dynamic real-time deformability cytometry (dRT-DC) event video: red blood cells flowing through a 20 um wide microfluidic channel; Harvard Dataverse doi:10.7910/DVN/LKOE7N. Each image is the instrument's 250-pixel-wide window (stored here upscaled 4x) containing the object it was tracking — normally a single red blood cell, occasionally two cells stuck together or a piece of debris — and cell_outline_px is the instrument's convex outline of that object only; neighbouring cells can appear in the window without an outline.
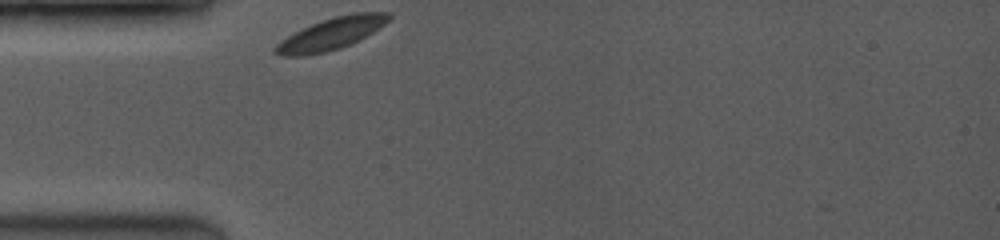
{"species": "common noctule bat (a hibernating species)", "species_latin": "Nyctalus noctula", "temperature_condition": "room temperature", "stored_images_in_passage": 34, "camera_frame_rate_fps": 3500, "um_per_image_px": 0.085, "animal": {"sex": "female", "body_mass_g": 19.0, "forearm_length_mm": 53.3}, "frame": {"image": 1, "passage_image": 1, "time_ms": 0.0, "image_size_px": [1000, 240], "cell_outline_px": [[392, 16], [384, 24], [372, 32], [340, 48], [328, 52], [304, 56], [280, 56], [272, 52], [272, 48], [280, 40], [312, 24], [336, 16], [356, 12], [392, 12]], "centroid_in_image_um": [28.11, 2.88], "position_along_channel_um": 56.9, "area_um2": 20.81}}
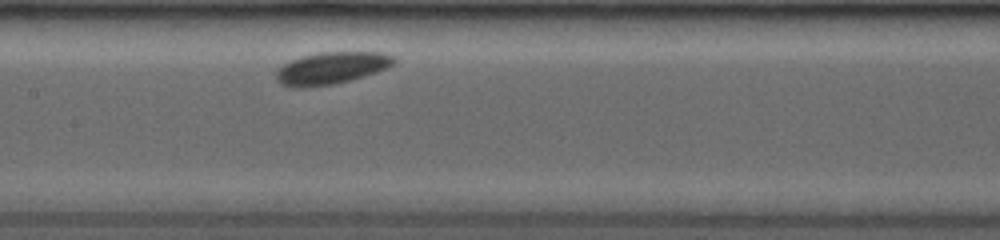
{"frame": {"image": 2, "passage_image": 13, "time_ms": 3.429, "image_size_px": [1000, 240], "cell_outline_px": [[396, 60], [388, 68], [352, 80], [336, 84], [296, 88], [280, 84], [276, 80], [276, 72], [284, 64], [292, 60], [304, 56], [320, 52], [380, 52], [392, 56]], "centroid_in_image_um": [28.17, 5.8], "position_along_channel_um": 179.2, "area_um2": 21.91}}
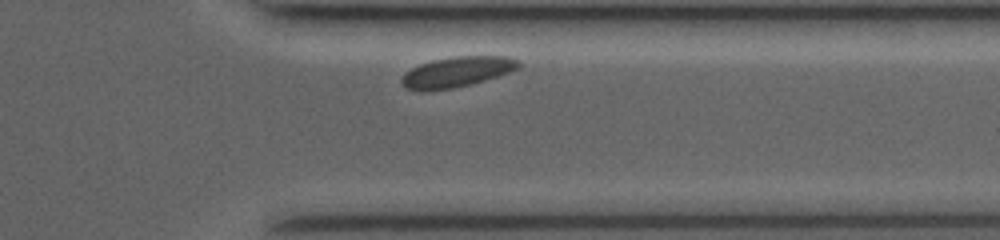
{"frame": {"image": 3, "passage_image": 31, "time_ms": 8.571, "image_size_px": [1000, 240], "cell_outline_px": [[520, 68], [484, 80], [452, 88], [424, 92], [420, 92], [404, 88], [400, 84], [400, 80], [404, 72], [420, 64], [432, 60], [456, 56], [508, 56], [520, 60]], "centroid_in_image_um": [38.77, 6.12], "position_along_channel_um": 372.6, "area_um2": 20.87}, "authors_computed_cell_mechanics": {"area_um2": 21.0392, "velocity_mm_per_s": 3.7315, "shape_relaxation_time_tau1_ms": 0.3812, "shape_relaxation_time_tau2_ms": null, "deformation_change_tau1": 0.0229, "deformation_change_tau2": null}}